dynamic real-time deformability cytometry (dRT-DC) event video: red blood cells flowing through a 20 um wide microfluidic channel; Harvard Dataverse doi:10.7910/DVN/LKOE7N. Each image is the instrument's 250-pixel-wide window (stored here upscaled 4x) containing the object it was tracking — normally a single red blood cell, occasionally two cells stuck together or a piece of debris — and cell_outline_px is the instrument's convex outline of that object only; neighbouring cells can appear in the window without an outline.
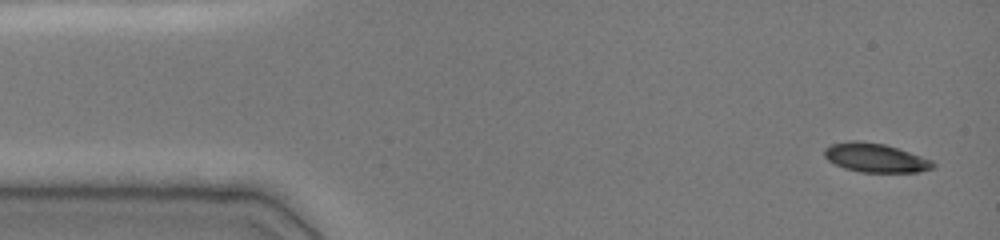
{"species": "common noctule bat (a hibernating species)", "species_latin": "Nyctalus noctula", "temperature_condition": "cold", "stored_images_in_passage": 50, "camera_frame_rate_fps": 3000, "um_per_image_px": 0.085, "animal": {"sex": "female", "body_mass_g": 19.0, "forearm_length_mm": 51.5}, "frame": {"image": 1, "passage_image": 1, "time_ms": 0.0, "image_size_px": [1000, 240], "cell_outline_px": [[936, 168], [916, 172], [860, 172], [844, 168], [828, 160], [824, 156], [824, 148], [832, 144], [848, 140], [856, 140], [884, 144], [932, 160], [936, 164]], "centroid_in_image_um": [74.4, 13.41], "position_along_channel_um": 10.6, "area_um2": 18.26}}
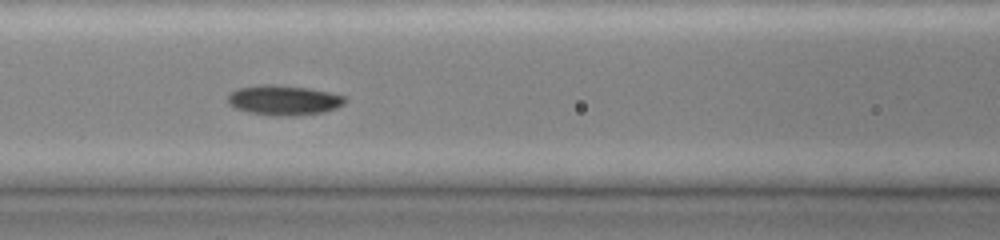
{"frame": {"image": 2, "passage_image": 26, "time_ms": 6.0, "image_size_px": [1000, 240], "cell_outline_px": [[348, 100], [344, 104], [336, 108], [324, 112], [292, 116], [276, 116], [248, 112], [236, 108], [228, 104], [228, 96], [236, 88], [264, 84], [276, 84], [308, 88], [328, 92], [344, 96]], "centroid_in_image_um": [24.12, 8.51], "position_along_channel_um": 142.5, "area_um2": 20.52}}
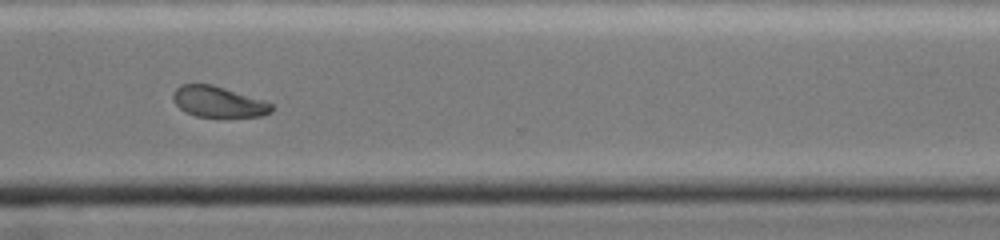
{"frame": {"image": 3, "passage_image": 49, "time_ms": 11.333, "image_size_px": [1000, 240], "cell_outline_px": [[272, 112], [264, 116], [196, 116], [184, 112], [172, 100], [172, 92], [180, 84], [212, 84], [264, 100], [272, 104]], "centroid_in_image_um": [18.53, 8.64], "position_along_channel_um": 352.1, "area_um2": 17.69}}